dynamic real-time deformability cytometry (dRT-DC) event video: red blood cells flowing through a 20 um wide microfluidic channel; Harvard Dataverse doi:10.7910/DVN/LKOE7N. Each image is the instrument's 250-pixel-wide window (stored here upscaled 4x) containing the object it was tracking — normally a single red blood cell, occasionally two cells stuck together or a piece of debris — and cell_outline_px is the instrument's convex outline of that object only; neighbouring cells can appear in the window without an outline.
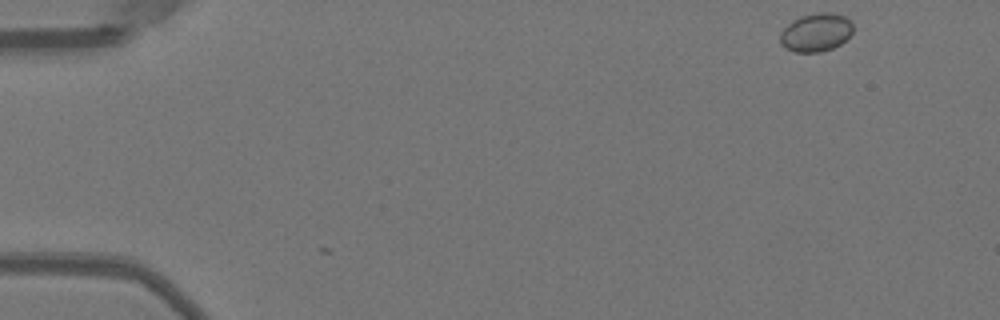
{"species": "Egyptian fruit bat (a non-hibernating species)", "species_latin": "Rousettus aegyptiacus", "temperature_condition": "warm", "stored_images_in_passage": 42, "camera_frame_rate_fps": 3000, "um_per_image_px": 0.085, "animal": {"sex": "female"}, "frame": {"image": 1, "passage_image": 1, "time_ms": 0.0, "image_size_px": [1000, 320], "cell_outline_px": [[852, 32], [840, 44], [832, 48], [820, 52], [796, 52], [784, 48], [780, 44], [780, 32], [792, 20], [800, 16], [820, 12], [828, 12], [844, 16], [852, 20]], "centroid_in_image_um": [69.33, 2.75], "position_along_channel_um": 15.7, "area_um2": 16.3}}
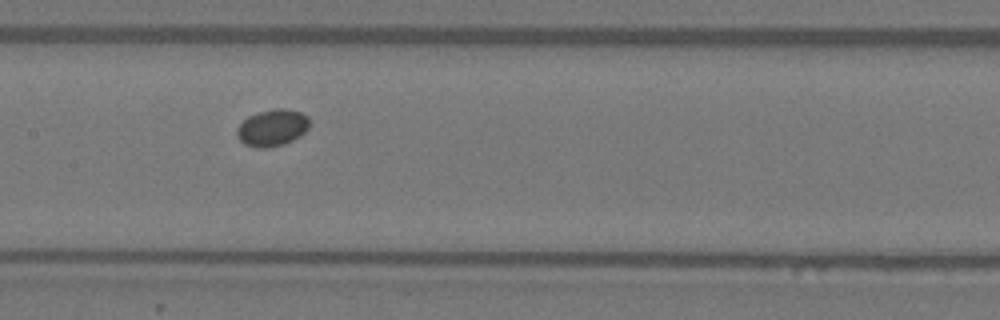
{"frame": {"image": 2, "passage_image": 23, "time_ms": 7.333, "image_size_px": [1000, 320], "cell_outline_px": [[308, 128], [300, 136], [284, 144], [268, 148], [256, 148], [244, 144], [236, 136], [236, 132], [240, 124], [248, 116], [260, 112], [276, 108], [280, 108], [300, 112], [308, 116]], "centroid_in_image_um": [23.13, 10.88], "position_along_channel_um": 184.3, "area_um2": 15.43}}
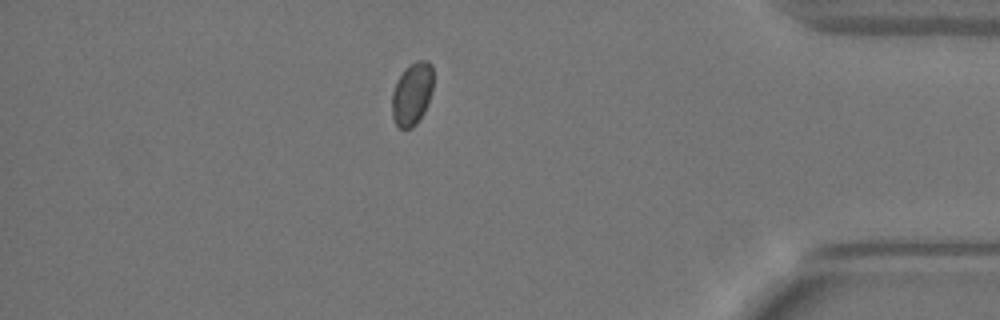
{"frame": {"image": 3, "passage_image": 42, "time_ms": 13.667, "image_size_px": [1000, 320], "cell_outline_px": [[432, 92], [428, 104], [424, 112], [416, 124], [412, 128], [400, 128], [392, 120], [392, 92], [396, 80], [404, 68], [408, 64], [416, 60], [428, 60], [432, 64]], "centroid_in_image_um": [35.01, 7.95], "position_along_channel_um": 400.2, "area_um2": 15.43}}